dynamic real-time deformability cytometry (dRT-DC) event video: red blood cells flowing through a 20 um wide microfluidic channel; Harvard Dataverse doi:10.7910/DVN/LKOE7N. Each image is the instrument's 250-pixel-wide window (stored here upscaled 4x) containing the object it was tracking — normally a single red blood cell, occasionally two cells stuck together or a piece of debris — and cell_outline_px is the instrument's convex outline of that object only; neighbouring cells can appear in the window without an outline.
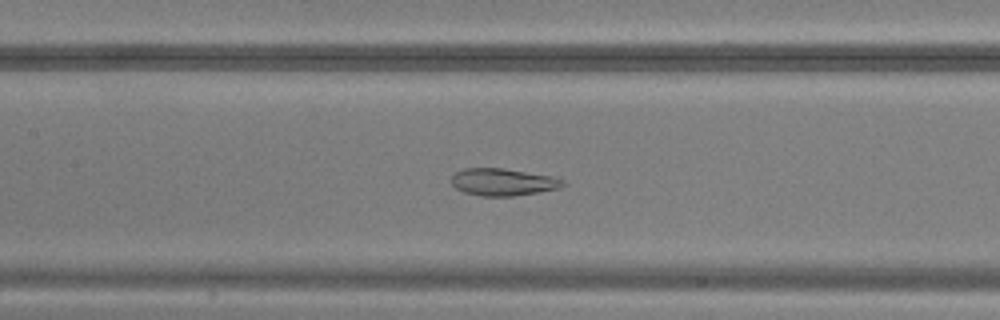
{"species": "common noctule bat (a hibernating species)", "species_latin": "Nyctalus noctula", "temperature_condition": "warm", "stored_images_in_passage": 49, "camera_frame_rate_fps": 3000, "um_per_image_px": 0.085, "animal": {"sex": "male", "body_mass_g": 20.5, "forearm_length_mm": 52.5}, "frame": {"image": 1, "passage_image": 23, "time_ms": 7.333, "image_size_px": [1000, 320], "cell_outline_px": [[568, 184], [560, 188], [512, 196], [480, 196], [464, 192], [456, 188], [452, 184], [452, 176], [456, 172], [464, 168], [504, 168], [552, 176], [564, 180]], "centroid_in_image_um": [42.77, 15.47], "position_along_channel_um": 164.6, "area_um2": 17.69}}
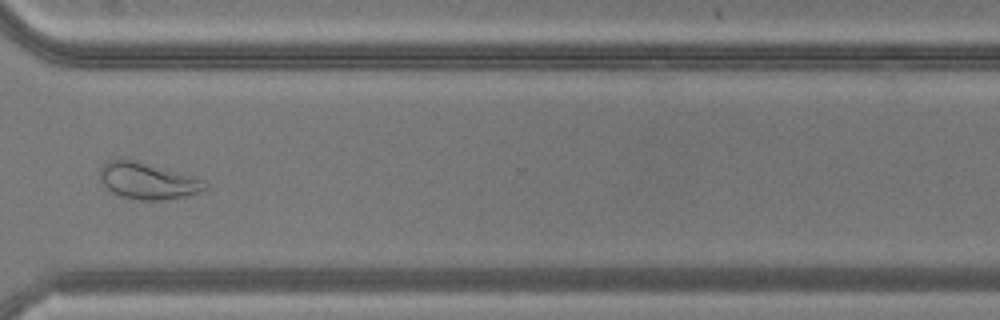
{"frame": {"image": 2, "passage_image": 37, "time_ms": 12.0, "image_size_px": [1000, 320], "cell_outline_px": [[208, 188], [200, 192], [188, 196], [164, 200], [140, 200], [120, 196], [108, 188], [100, 180], [100, 168], [108, 160], [120, 156], [128, 156], [196, 176], [204, 180], [208, 184]], "centroid_in_image_um": [12.59, 15.31], "position_along_channel_um": 358.0, "area_um2": 23.41}}
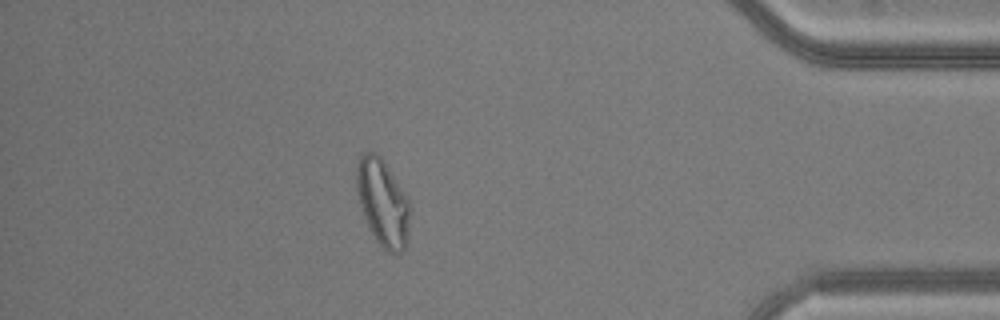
{"frame": {"image": 3, "passage_image": 43, "time_ms": 14.0, "image_size_px": [1000, 320], "cell_outline_px": [[408, 240], [404, 248], [400, 252], [388, 252], [376, 240], [360, 208], [356, 188], [356, 168], [360, 156], [364, 152], [376, 152], [380, 156], [408, 196]], "centroid_in_image_um": [32.51, 17.19], "position_along_channel_um": 402.7, "area_um2": 26.7}}